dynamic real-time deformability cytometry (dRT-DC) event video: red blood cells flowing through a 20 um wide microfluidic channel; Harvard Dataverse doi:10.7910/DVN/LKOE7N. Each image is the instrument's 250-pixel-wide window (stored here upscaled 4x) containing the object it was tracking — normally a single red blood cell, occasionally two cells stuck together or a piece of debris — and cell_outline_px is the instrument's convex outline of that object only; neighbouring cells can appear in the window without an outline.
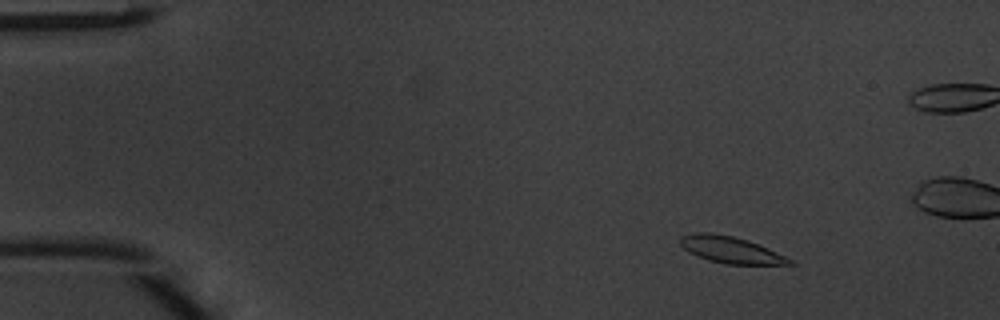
{"species": "common noctule bat (a hibernating species)", "species_latin": "Nyctalus noctula", "temperature_condition": "warm", "stored_images_in_passage": 13, "camera_frame_rate_fps": 3000, "um_per_image_px": 0.085, "animal": {"sex": "male", "body_mass_g": 20.1, "forearm_length_mm": 53.5}, "frame": {"image": 1, "passage_image": 4, "time_ms": 1.0, "image_size_px": [1000, 320], "cell_outline_px": [[796, 264], [724, 264], [708, 260], [696, 256], [688, 252], [680, 244], [680, 236], [692, 232], [708, 232], [732, 236], [748, 240], [768, 248], [792, 260]], "centroid_in_image_um": [62.05, 21.22], "position_along_channel_um": 23.0, "area_um2": 16.94}}